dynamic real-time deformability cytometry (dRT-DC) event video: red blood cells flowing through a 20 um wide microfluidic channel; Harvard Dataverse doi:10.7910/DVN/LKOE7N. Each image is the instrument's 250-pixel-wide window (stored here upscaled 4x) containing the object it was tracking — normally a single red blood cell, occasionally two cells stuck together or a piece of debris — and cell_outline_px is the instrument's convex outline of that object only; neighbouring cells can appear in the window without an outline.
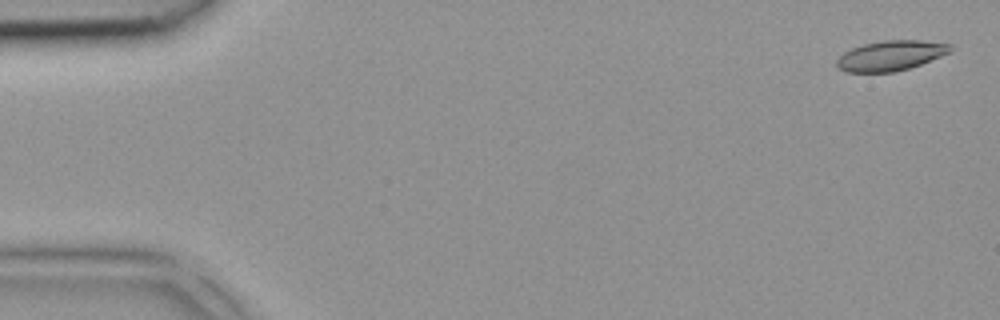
{"species": "common noctule bat (a hibernating species)", "species_latin": "Nyctalus noctula", "temperature_condition": "room temperature", "stored_images_in_passage": 4, "camera_frame_rate_fps": 3000, "um_per_image_px": 0.085, "animal": {"sex": "female", "body_mass_g": 18.4}, "frame": {"image": 1, "passage_image": 1, "time_ms": 0.0, "image_size_px": [1000, 320], "cell_outline_px": [[952, 52], [920, 64], [908, 68], [892, 72], [848, 72], [840, 68], [836, 64], [836, 60], [844, 52], [852, 48], [864, 44], [884, 40], [920, 40], [952, 44]], "centroid_in_image_um": [75.73, 4.71], "position_along_channel_um": 9.3, "area_um2": 19.77}}
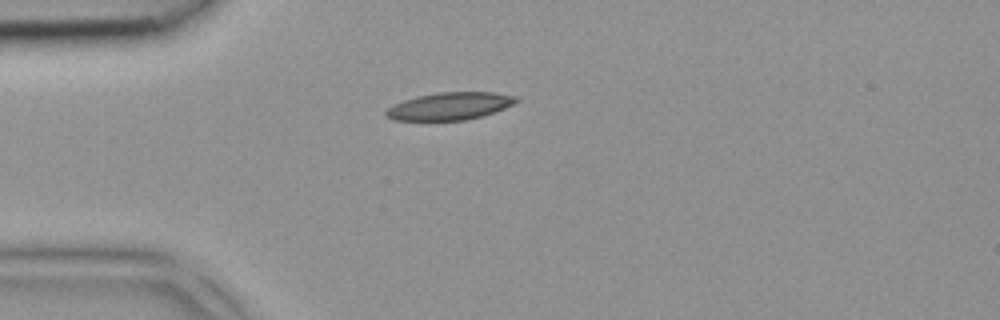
{"frame": {"image": 2, "passage_image": 3, "time_ms": 0.667, "image_size_px": [1000, 320], "cell_outline_px": [[520, 100], [504, 108], [484, 116], [464, 120], [392, 120], [384, 116], [384, 112], [388, 108], [404, 100], [416, 96], [436, 92], [492, 92], [516, 96]], "centroid_in_image_um": [38.22, 9.02], "position_along_channel_um": 46.8, "area_um2": 20.87}}
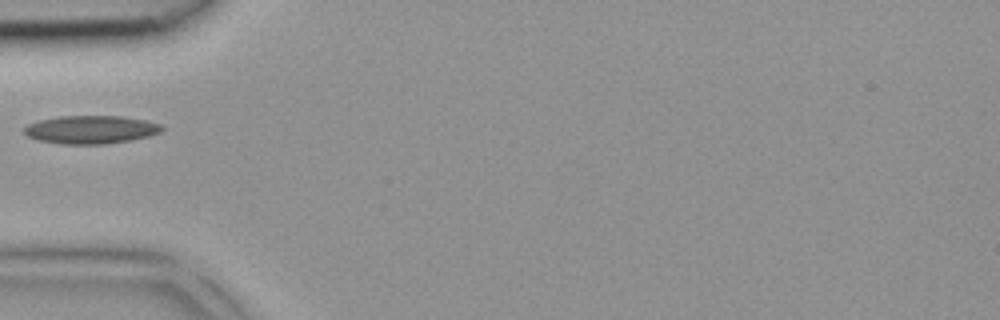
{"frame": {"image": 3, "passage_image": 4, "time_ms": 1.0, "image_size_px": [1000, 320], "cell_outline_px": [[164, 128], [160, 132], [148, 136], [132, 140], [104, 144], [60, 144], [36, 140], [28, 136], [24, 132], [24, 128], [28, 124], [40, 120], [60, 116], [124, 116], [164, 124]], "centroid_in_image_um": [7.74, 11.02], "position_along_channel_um": 77.3, "area_um2": 22.72}}